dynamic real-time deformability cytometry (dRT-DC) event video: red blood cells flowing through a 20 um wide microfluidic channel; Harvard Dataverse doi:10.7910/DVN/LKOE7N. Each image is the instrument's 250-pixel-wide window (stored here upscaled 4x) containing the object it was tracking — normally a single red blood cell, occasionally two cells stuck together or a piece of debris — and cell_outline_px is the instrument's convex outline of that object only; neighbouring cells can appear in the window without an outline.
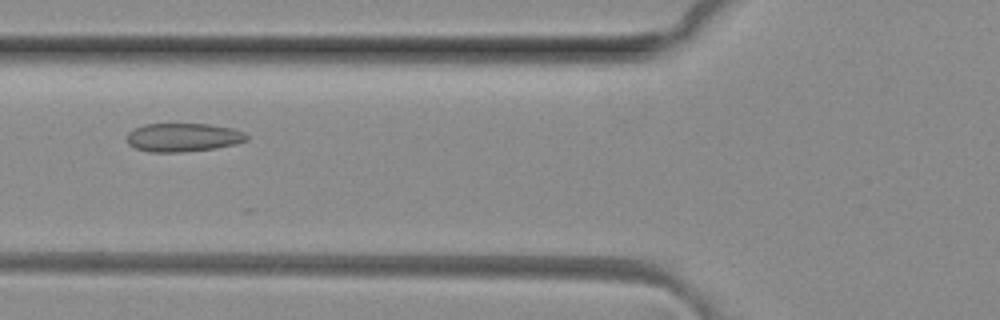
{"species": "common noctule bat (a hibernating species)", "species_latin": "Nyctalus noctula", "temperature_condition": "room temperature", "stored_images_in_passage": 6, "camera_frame_rate_fps": 3000, "um_per_image_px": 0.085, "animal": {"sex": "female", "body_mass_g": 29.2, "forearm_length_mm": 56.3}, "frame": {"image": 1, "passage_image": 6, "time_ms": 1.667, "image_size_px": [1000, 320], "cell_outline_px": [[248, 140], [236, 144], [216, 148], [180, 152], [148, 152], [136, 148], [128, 144], [128, 132], [144, 124], [208, 124], [232, 128], [244, 132], [248, 136]], "centroid_in_image_um": [15.59, 11.68], "position_along_channel_um": 110.2, "area_um2": 19.88}}